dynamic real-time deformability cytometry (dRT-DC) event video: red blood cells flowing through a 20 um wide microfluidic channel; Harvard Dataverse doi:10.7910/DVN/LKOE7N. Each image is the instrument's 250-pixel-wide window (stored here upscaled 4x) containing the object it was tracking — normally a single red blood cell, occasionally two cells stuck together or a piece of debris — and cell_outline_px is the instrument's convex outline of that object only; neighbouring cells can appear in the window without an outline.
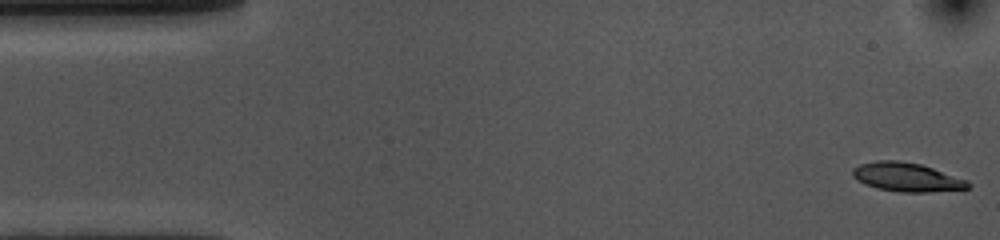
{"species": "common noctule bat (a hibernating species)", "species_latin": "Nyctalus noctula", "temperature_condition": "cold", "stored_images_in_passage": 54, "camera_frame_rate_fps": 3000, "um_per_image_px": 0.085, "animal": {"sex": "female", "body_mass_g": 10.0, "forearm_length_mm": 53.1}, "frame": {"image": 1, "passage_image": 1, "time_ms": 0.0, "image_size_px": [1000, 240], "cell_outline_px": [[972, 184], [968, 188], [928, 192], [900, 192], [876, 188], [864, 184], [852, 176], [852, 168], [860, 164], [876, 160], [900, 160], [920, 164], [968, 180]], "centroid_in_image_um": [77.05, 15.05], "position_along_channel_um": 8.0, "area_um2": 19.42}}
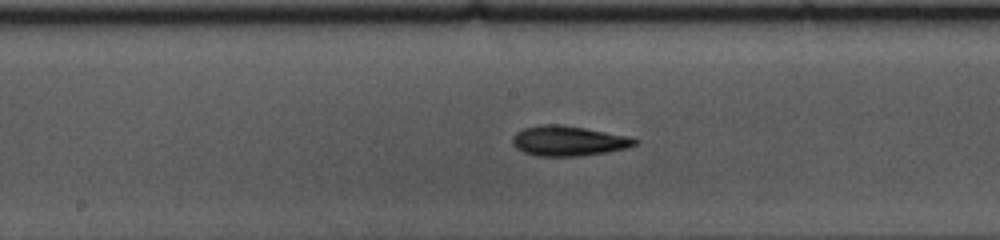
{"frame": {"image": 2, "passage_image": 26, "time_ms": 8.333, "image_size_px": [1000, 240], "cell_outline_px": [[640, 140], [636, 144], [628, 148], [608, 152], [580, 156], [536, 156], [524, 152], [516, 148], [512, 144], [512, 136], [516, 132], [524, 128], [540, 124], [556, 124], [584, 128], [632, 136]], "centroid_in_image_um": [48.34, 11.98], "position_along_channel_um": 199.9, "area_um2": 21.68}}
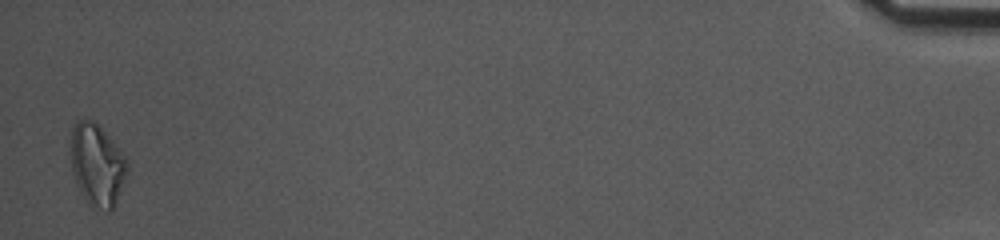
{"frame": {"image": 3, "passage_image": 53, "time_ms": 17.333, "image_size_px": [1000, 240], "cell_outline_px": [[128, 176], [116, 204], [108, 212], [92, 208], [88, 204], [80, 192], [76, 184], [68, 152], [68, 144], [72, 128], [76, 120], [84, 116], [92, 120], [112, 140], [128, 160]], "centroid_in_image_um": [8.23, 14.02], "position_along_channel_um": 427.0, "area_um2": 28.03}, "authors_computed_cell_mechanics": {"area_um2": 20.0855, "velocity_mm_per_s": 3.6112, "shape_relaxation_time_tau1_ms": 3.6116, "shape_relaxation_time_tau2_ms": 9.5883, "deformation_change_tau1": 0.1342, "deformation_change_tau2": 0.2101}}